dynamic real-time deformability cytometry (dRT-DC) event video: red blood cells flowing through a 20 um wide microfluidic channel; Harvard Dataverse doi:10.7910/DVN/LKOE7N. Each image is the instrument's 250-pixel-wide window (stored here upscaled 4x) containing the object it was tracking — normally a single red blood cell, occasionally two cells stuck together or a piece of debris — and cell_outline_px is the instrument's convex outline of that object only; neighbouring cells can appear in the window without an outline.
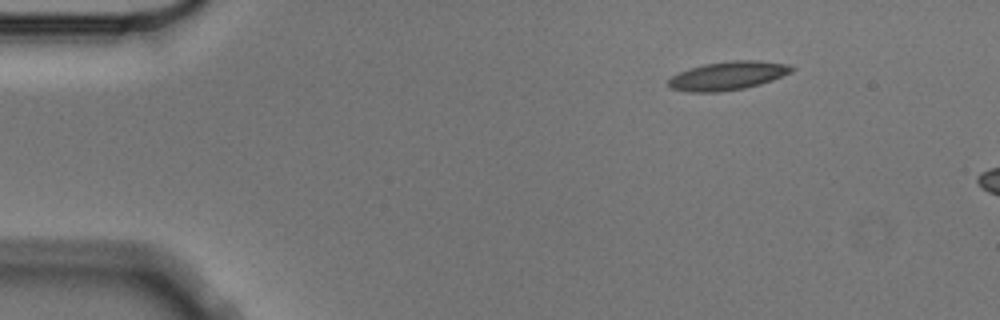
{"species": "Egyptian fruit bat (a non-hibernating species)", "species_latin": "Rousettus aegyptiacus", "temperature_condition": "cold", "stored_images_in_passage": 5, "segment_of_instrument_passage": [2, 2], "camera_frame_rate_fps": 3000, "um_per_image_px": 0.085, "animal": {"sex": "male"}, "frame": {"image": 1, "passage_image": 5, "time_ms": 1.333, "image_size_px": [1000, 320], "cell_outline_px": [[796, 68], [792, 72], [772, 80], [760, 84], [744, 88], [720, 92], [688, 92], [668, 88], [668, 80], [672, 76], [688, 68], [704, 64], [736, 60], [756, 60], [788, 64]], "centroid_in_image_um": [61.85, 6.44], "position_along_channel_um": 23.1, "area_um2": 20.58}}